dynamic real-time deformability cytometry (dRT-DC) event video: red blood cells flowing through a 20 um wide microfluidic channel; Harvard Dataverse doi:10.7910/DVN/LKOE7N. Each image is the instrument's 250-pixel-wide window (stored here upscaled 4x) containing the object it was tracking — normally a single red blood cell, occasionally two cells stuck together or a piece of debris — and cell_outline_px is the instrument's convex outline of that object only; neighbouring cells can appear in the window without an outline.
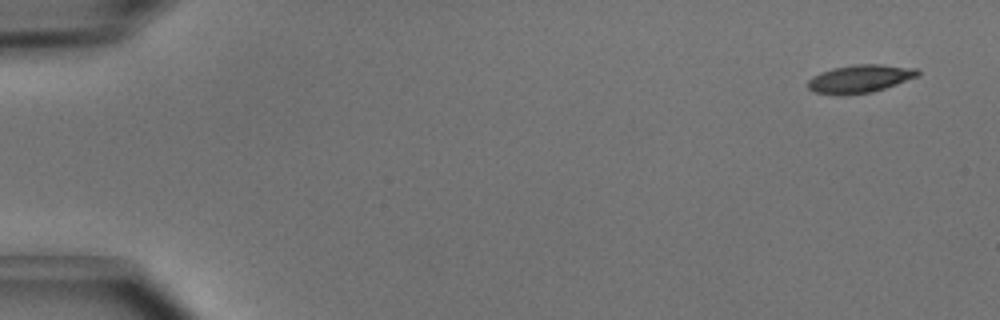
{"species": "common noctule bat (a hibernating species)", "species_latin": "Nyctalus noctula", "temperature_condition": "cold", "stored_images_in_passage": 4, "camera_frame_rate_fps": 3000, "um_per_image_px": 0.085, "animal": {"sex": "male", "body_mass_g": 15.6}, "frame": {"image": 1, "passage_image": 1, "time_ms": 0.0, "image_size_px": [1000, 320], "cell_outline_px": [[920, 76], [872, 92], [840, 96], [816, 92], [808, 88], [808, 80], [812, 76], [820, 72], [832, 68], [856, 64], [880, 64], [920, 68]], "centroid_in_image_um": [73.12, 6.69], "position_along_channel_um": 11.9, "area_um2": 18.15}}
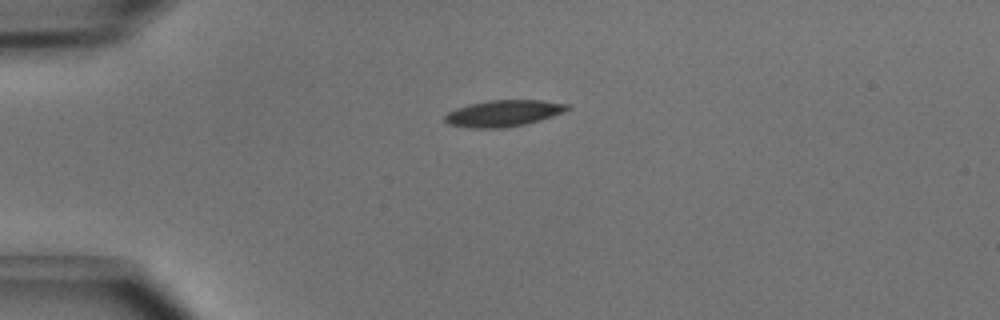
{"frame": {"image": 2, "passage_image": 4, "time_ms": 1.0, "image_size_px": [1000, 320], "cell_outline_px": [[572, 108], [564, 112], [540, 120], [508, 128], [472, 128], [448, 124], [444, 120], [444, 116], [448, 112], [456, 108], [488, 100], [544, 100], [568, 104]], "centroid_in_image_um": [42.82, 9.63], "position_along_channel_um": 42.2, "area_um2": 18.9}}